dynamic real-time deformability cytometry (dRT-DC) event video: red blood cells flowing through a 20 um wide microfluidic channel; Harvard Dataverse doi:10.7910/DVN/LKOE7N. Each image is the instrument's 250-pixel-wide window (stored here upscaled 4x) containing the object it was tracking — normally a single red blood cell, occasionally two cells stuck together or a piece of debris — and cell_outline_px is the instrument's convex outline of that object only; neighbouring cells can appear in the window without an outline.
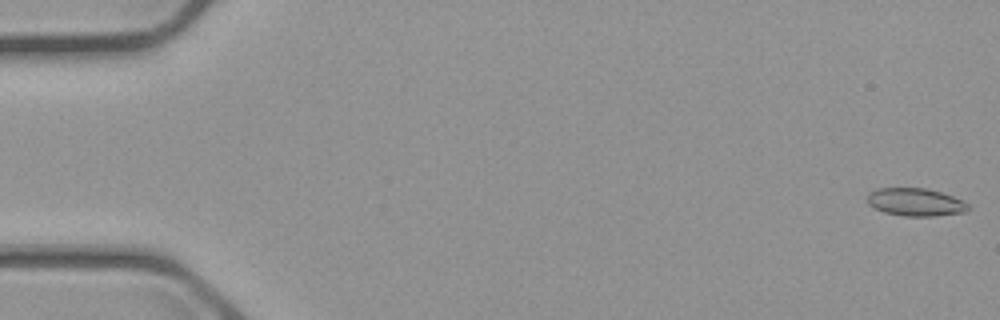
{"species": "common noctule bat (a hibernating species)", "species_latin": "Nyctalus noctula", "temperature_condition": "cold", "stored_images_in_passage": 16, "camera_frame_rate_fps": 3000, "um_per_image_px": 0.085, "animal": {"sex": "male", "body_mass_g": 23.1, "forearm_length_mm": 52.7}, "frame": {"image": 1, "passage_image": 1, "time_ms": 0.0, "image_size_px": [1000, 320], "cell_outline_px": [[968, 212], [936, 216], [904, 216], [884, 212], [868, 204], [868, 192], [876, 188], [928, 188], [964, 200], [968, 204]], "centroid_in_image_um": [77.84, 17.18], "position_along_channel_um": 7.2, "area_um2": 16.47}}
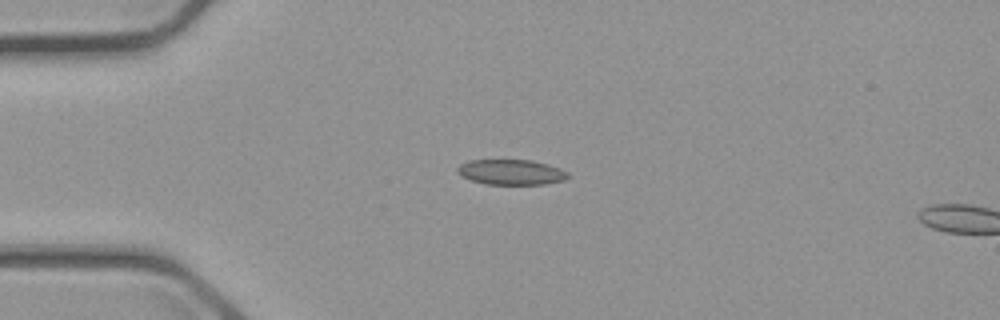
{"frame": {"image": 2, "passage_image": 14, "time_ms": 4.333, "image_size_px": [1000, 320], "cell_outline_px": [[568, 176], [564, 180], [544, 184], [484, 184], [460, 176], [456, 172], [456, 168], [460, 164], [468, 160], [532, 160], [548, 164], [560, 168], [568, 172]], "centroid_in_image_um": [43.41, 14.62], "position_along_channel_um": 41.6, "area_um2": 16.36}}